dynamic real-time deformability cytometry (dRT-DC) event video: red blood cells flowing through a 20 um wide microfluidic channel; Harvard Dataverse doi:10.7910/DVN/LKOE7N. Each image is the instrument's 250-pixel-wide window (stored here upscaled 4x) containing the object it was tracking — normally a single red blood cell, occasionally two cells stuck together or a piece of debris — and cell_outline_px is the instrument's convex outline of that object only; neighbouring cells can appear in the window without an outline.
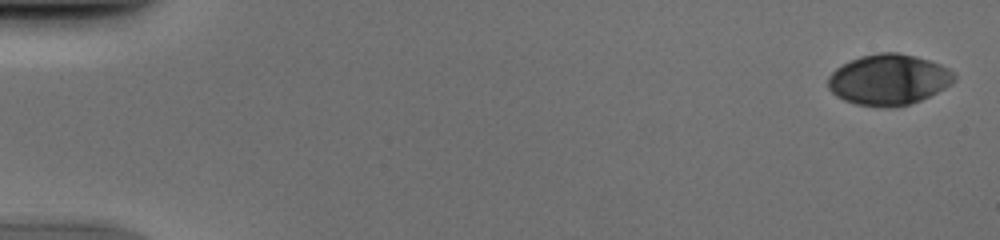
{"species": "human", "species_latin": "Homo sapiens", "temperature_condition": "cold", "stored_images_in_passage": 53, "camera_frame_rate_fps": 3000, "um_per_image_px": 0.085, "donor": {"sex": "male"}, "frame": {"image": 1, "passage_image": 2, "time_ms": 0.333, "image_size_px": [1000, 240], "cell_outline_px": [[956, 80], [952, 84], [920, 100], [908, 104], [892, 108], [884, 108], [856, 104], [844, 100], [836, 96], [828, 88], [828, 76], [836, 68], [860, 56], [880, 52], [896, 52], [916, 56], [940, 64], [948, 68], [956, 76]], "centroid_in_image_um": [75.53, 6.77], "position_along_channel_um": 9.5, "area_um2": 37.34}}
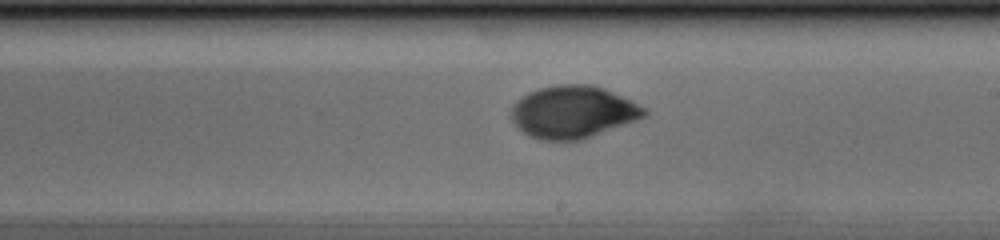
{"frame": {"image": 2, "passage_image": 32, "time_ms": 10.333, "image_size_px": [1000, 240], "cell_outline_px": [[648, 116], [592, 136], [580, 140], [540, 140], [528, 136], [516, 128], [508, 116], [508, 112], [512, 104], [528, 92], [540, 88], [556, 84], [592, 84], [604, 88], [632, 100], [648, 108]], "centroid_in_image_um": [48.67, 9.51], "position_along_channel_um": 240.3, "area_um2": 41.33}}
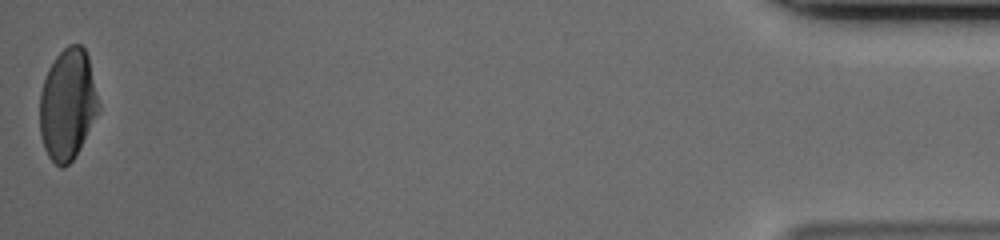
{"frame": {"image": 3, "passage_image": 53, "time_ms": 17.333, "image_size_px": [1000, 240], "cell_outline_px": [[100, 112], [76, 156], [64, 168], [60, 168], [48, 156], [44, 148], [40, 136], [40, 92], [48, 68], [56, 56], [68, 44], [80, 44], [84, 48], [88, 56], [100, 104]], "centroid_in_image_um": [5.76, 8.89], "position_along_channel_um": 429.4, "area_um2": 38.55}}